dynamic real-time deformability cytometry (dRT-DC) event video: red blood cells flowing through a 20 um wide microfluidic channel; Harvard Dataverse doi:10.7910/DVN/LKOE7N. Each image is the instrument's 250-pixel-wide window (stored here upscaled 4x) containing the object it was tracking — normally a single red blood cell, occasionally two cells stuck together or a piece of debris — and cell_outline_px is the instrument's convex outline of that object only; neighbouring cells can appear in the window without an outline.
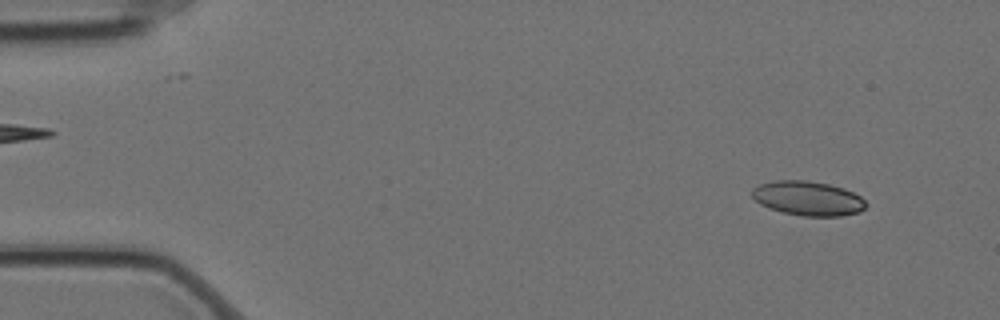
{"species": "Egyptian fruit bat (a non-hibernating species)", "species_latin": "Rousettus aegyptiacus", "temperature_condition": "cold", "stored_images_in_passage": 5, "camera_frame_rate_fps": 3000, "um_per_image_px": 0.085, "animal": {"sex": "female"}, "frame": {"image": 1, "passage_image": 1, "time_ms": 0.0, "image_size_px": [1000, 320], "cell_outline_px": [[868, 204], [860, 212], [840, 216], [804, 216], [784, 212], [768, 208], [760, 204], [752, 196], [752, 188], [760, 184], [772, 180], [808, 180], [828, 184], [844, 188], [860, 196]], "centroid_in_image_um": [68.67, 16.85], "position_along_channel_um": 16.3, "area_um2": 22.89}}
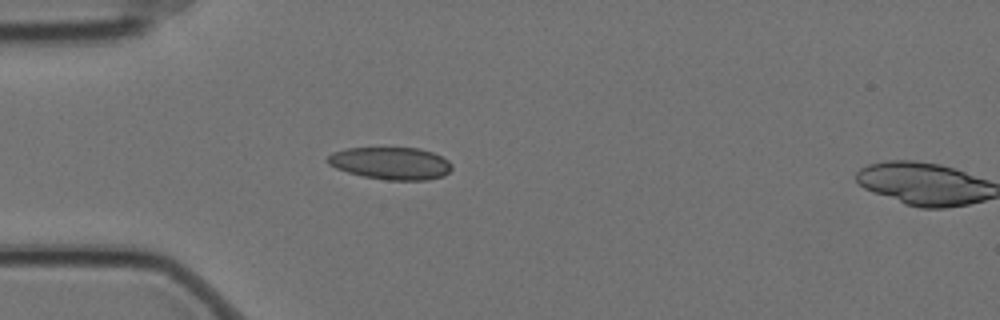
{"frame": {"image": 2, "passage_image": 4, "time_ms": 1.0, "image_size_px": [1000, 320], "cell_outline_px": [[452, 168], [444, 176], [428, 180], [384, 180], [364, 176], [348, 172], [336, 168], [328, 164], [324, 160], [332, 152], [348, 148], [420, 148], [432, 152], [448, 160], [452, 164]], "centroid_in_image_um": [33.21, 13.88], "position_along_channel_um": 51.8, "area_um2": 23.52}}